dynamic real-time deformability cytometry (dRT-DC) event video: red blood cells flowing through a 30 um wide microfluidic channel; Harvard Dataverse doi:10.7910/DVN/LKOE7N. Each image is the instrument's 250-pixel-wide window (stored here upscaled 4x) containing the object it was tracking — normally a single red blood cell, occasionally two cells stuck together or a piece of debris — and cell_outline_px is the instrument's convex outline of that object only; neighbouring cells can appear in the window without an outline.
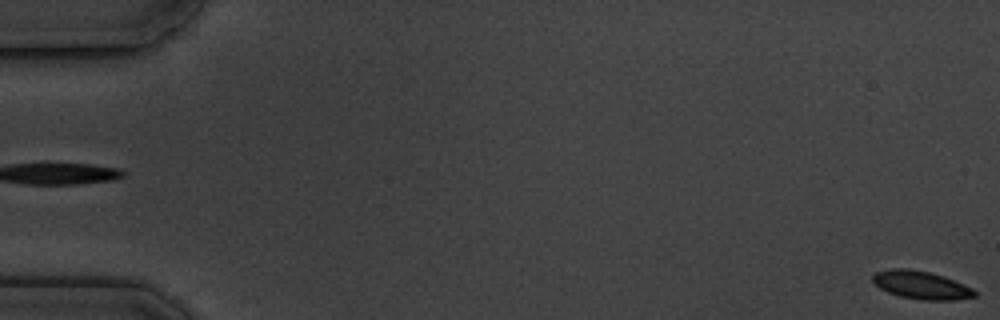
{"species": "common noctule bat (a hibernating species)", "species_latin": "Nyctalus noctula", "temperature_condition": "cold", "stored_images_in_passage": 5, "segment_of_instrument_passage": [2, 2], "camera_frame_rate_fps": 3000, "um_per_image_px": 0.085, "animal": {"sex": "male", "body_mass_g": 19.5, "forearm_length_mm": 54.6}, "frame": {"image": 1, "passage_image": 5, "time_ms": 5.667, "image_size_px": [1000, 320], "cell_outline_px": [[976, 296], [952, 300], [924, 300], [900, 296], [888, 292], [880, 288], [872, 280], [872, 276], [876, 272], [888, 268], [908, 268], [928, 272], [944, 276], [972, 288], [976, 292]], "centroid_in_image_um": [78.28, 24.22], "position_along_channel_um": 6.7, "area_um2": 16.53}}